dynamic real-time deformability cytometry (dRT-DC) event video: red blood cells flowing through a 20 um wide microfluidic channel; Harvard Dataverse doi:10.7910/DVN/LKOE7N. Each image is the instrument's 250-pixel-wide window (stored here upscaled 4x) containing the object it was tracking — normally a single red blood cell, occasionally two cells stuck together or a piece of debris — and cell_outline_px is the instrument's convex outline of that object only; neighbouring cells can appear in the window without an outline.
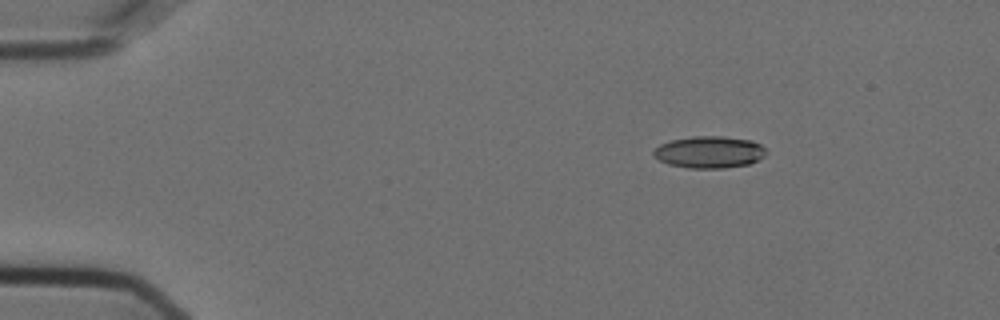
{"species": "Egyptian fruit bat (a non-hibernating species)", "species_latin": "Rousettus aegyptiacus", "temperature_condition": "cold", "stored_images_in_passage": 10, "camera_frame_rate_fps": 3000, "um_per_image_px": 0.085, "animal": {"sex": "female"}, "frame": {"image": 1, "passage_image": 1, "time_ms": 0.0, "image_size_px": [1000, 320], "cell_outline_px": [[768, 152], [764, 156], [748, 164], [724, 168], [688, 168], [668, 164], [660, 160], [652, 152], [660, 144], [672, 140], [692, 136], [724, 136], [752, 140], [760, 144]], "centroid_in_image_um": [60.31, 12.92], "position_along_channel_um": 24.7, "area_um2": 20.87}}